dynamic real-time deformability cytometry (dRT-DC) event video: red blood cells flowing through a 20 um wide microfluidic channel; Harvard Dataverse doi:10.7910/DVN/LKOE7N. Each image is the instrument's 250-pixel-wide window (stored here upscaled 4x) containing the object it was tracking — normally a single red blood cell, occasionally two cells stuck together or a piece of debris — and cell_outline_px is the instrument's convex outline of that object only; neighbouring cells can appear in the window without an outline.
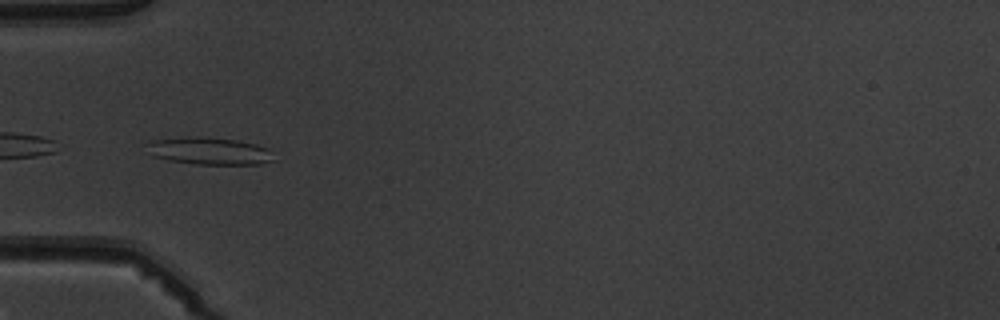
{"species": "common noctule bat (a hibernating species)", "species_latin": "Nyctalus noctula", "temperature_condition": "warm", "stored_images_in_passage": 5, "camera_frame_rate_fps": 3000, "um_per_image_px": 0.085, "animal": {"sex": "male", "body_mass_g": 19.5, "forearm_length_mm": 54.6}, "frame": {"image": 1, "passage_image": 4, "time_ms": 3.667, "image_size_px": [1000, 320], "cell_outline_px": [[276, 160], [260, 164], [196, 164], [168, 160], [152, 156], [140, 144], [152, 140], [196, 136], [204, 136], [236, 140], [256, 144], [268, 148], [272, 152]], "centroid_in_image_um": [17.74, 12.83], "position_along_channel_um": 67.3, "area_um2": 20.63}}